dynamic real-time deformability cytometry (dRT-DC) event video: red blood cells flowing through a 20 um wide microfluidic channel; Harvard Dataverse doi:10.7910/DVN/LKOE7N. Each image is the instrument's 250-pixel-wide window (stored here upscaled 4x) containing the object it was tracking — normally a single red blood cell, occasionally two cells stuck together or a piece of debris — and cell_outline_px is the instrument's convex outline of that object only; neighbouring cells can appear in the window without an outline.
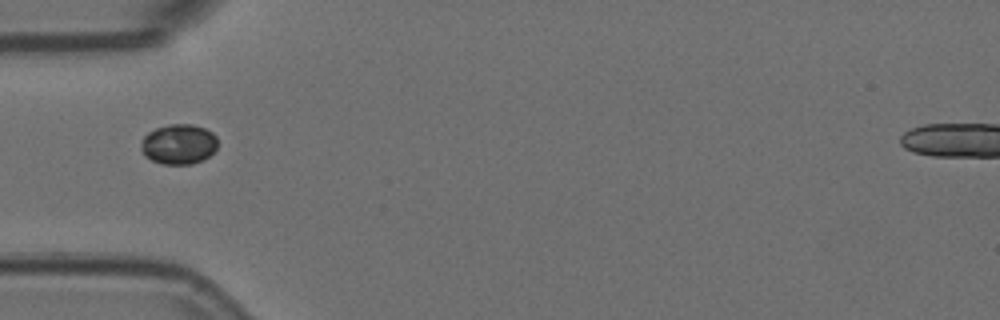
{"species": "Egyptian fruit bat (a non-hibernating species)", "species_latin": "Rousettus aegyptiacus", "temperature_condition": "room temperature", "stored_images_in_passage": 1, "camera_frame_rate_fps": 3000, "um_per_image_px": 0.085, "animal": {"sex": "female"}, "frame": {"image": 1, "passage_image": 1, "time_ms": 0.0, "image_size_px": [1000, 320], "cell_outline_px": [[216, 148], [204, 160], [192, 164], [160, 164], [144, 156], [140, 148], [140, 144], [144, 136], [148, 132], [156, 128], [168, 124], [192, 124], [204, 128], [212, 132], [216, 136]], "centroid_in_image_um": [15.16, 12.26], "position_along_channel_um": 69.8, "area_um2": 18.03}}